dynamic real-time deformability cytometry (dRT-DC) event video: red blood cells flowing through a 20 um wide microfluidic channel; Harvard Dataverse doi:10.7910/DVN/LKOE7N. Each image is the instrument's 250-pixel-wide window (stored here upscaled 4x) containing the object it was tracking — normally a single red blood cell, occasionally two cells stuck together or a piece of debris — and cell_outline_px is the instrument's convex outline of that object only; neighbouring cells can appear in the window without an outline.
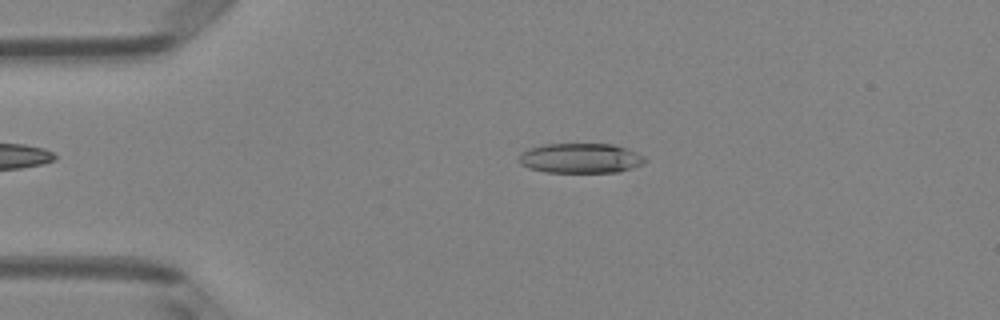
{"species": "Egyptian fruit bat (a non-hibernating species)", "species_latin": "Rousettus aegyptiacus", "temperature_condition": "room temperature", "stored_images_in_passage": 5, "camera_frame_rate_fps": 3000, "um_per_image_px": 0.085, "animal": {"sex": "female"}, "frame": {"image": 1, "passage_image": 4, "time_ms": 1.0, "image_size_px": [1000, 320], "cell_outline_px": [[648, 160], [644, 164], [620, 172], [544, 172], [528, 168], [520, 164], [520, 152], [528, 148], [544, 144], [612, 144], [636, 152], [644, 156]], "centroid_in_image_um": [49.34, 13.45], "position_along_channel_um": 35.7, "area_um2": 22.08}}